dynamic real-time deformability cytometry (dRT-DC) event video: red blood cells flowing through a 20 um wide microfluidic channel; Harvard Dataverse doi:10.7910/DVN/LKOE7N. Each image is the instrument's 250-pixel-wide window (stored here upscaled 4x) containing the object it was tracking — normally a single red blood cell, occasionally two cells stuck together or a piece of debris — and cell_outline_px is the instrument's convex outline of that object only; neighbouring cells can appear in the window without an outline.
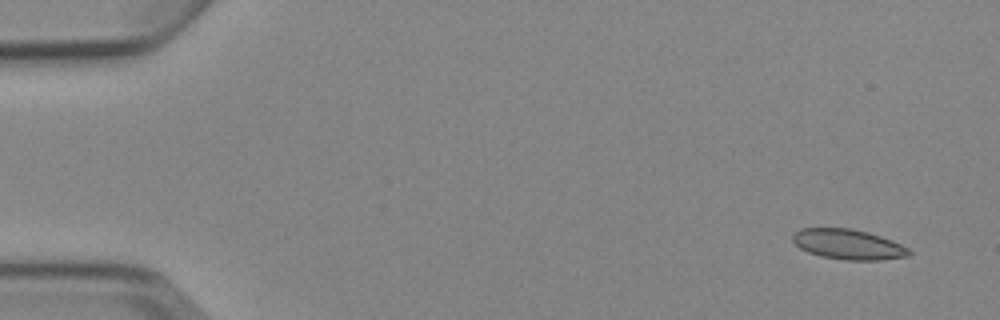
{"species": "Egyptian fruit bat (a non-hibernating species)", "species_latin": "Rousettus aegyptiacus", "temperature_condition": "cold", "stored_images_in_passage": 4, "camera_frame_rate_fps": 3000, "um_per_image_px": 0.085, "animal": {"sex": "female"}, "frame": {"image": 1, "passage_image": 1, "time_ms": 0.0, "image_size_px": [1000, 320], "cell_outline_px": [[912, 252], [908, 256], [880, 260], [844, 260], [820, 256], [808, 252], [800, 248], [792, 240], [792, 236], [800, 228], [852, 228], [868, 232], [892, 240], [908, 248]], "centroid_in_image_um": [72.09, 20.77], "position_along_channel_um": 12.9, "area_um2": 20.46}}